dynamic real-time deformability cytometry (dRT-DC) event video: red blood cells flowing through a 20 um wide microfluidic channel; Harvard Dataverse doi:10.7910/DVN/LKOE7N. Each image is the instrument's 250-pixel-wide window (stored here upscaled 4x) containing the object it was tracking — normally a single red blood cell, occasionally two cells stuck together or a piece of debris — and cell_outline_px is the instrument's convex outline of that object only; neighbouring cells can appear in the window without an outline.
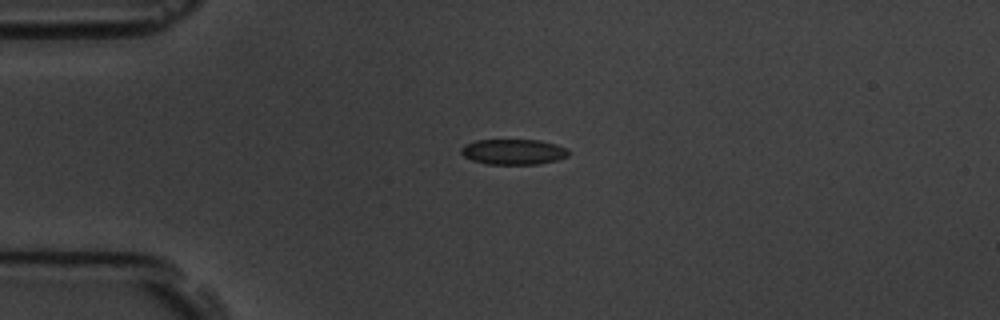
{"species": "common noctule bat (a hibernating species)", "species_latin": "Nyctalus noctula", "temperature_condition": "room temperature", "stored_images_in_passage": 4, "camera_frame_rate_fps": 3000, "um_per_image_px": 0.085, "animal": {"sex": "male", "body_mass_g": 19.5, "forearm_length_mm": 54.6}, "frame": {"image": 1, "passage_image": 4, "time_ms": 3.333, "image_size_px": [1000, 320], "cell_outline_px": [[568, 156], [556, 160], [536, 164], [484, 164], [472, 160], [464, 156], [460, 152], [460, 148], [464, 144], [476, 140], [540, 140], [556, 144], [568, 148]], "centroid_in_image_um": [43.61, 12.9], "position_along_channel_um": 41.4, "area_um2": 16.01}}